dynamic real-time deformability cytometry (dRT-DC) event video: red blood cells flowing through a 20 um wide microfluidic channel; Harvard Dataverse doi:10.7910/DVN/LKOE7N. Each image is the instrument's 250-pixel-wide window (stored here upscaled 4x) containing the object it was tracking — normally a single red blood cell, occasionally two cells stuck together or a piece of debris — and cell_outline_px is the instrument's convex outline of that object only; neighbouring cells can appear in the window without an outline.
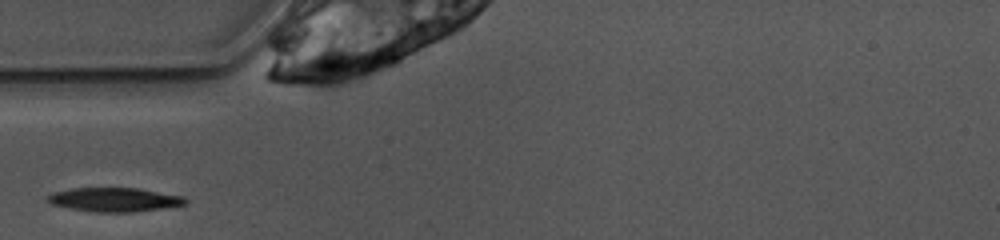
{"species": "common noctule bat (a hibernating species)", "species_latin": "Nyctalus noctula", "temperature_condition": "warm", "stored_images_in_passage": 22, "camera_frame_rate_fps": 3000, "um_per_image_px": 0.085, "animal": {"sex": "female", "body_mass_g": 10.0, "forearm_length_mm": 53.1}, "frame": {"image": 1, "passage_image": 1, "time_ms": 0.0, "image_size_px": [1000, 240], "cell_outline_px": [[188, 204], [164, 208], [132, 212], [92, 212], [52, 204], [48, 200], [48, 196], [52, 192], [72, 188], [140, 188], [184, 196], [188, 200]], "centroid_in_image_um": [9.79, 16.96], "position_along_channel_um": 75.2, "area_um2": 19.31}}
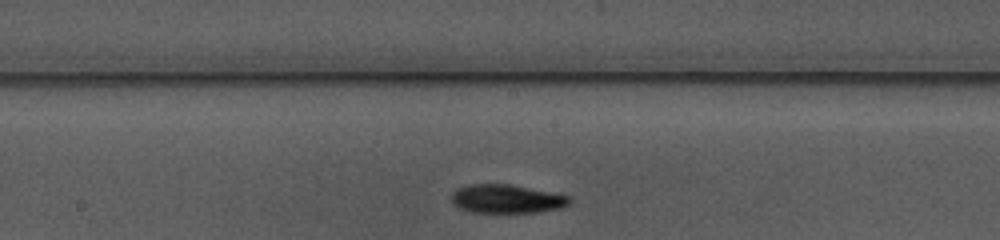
{"frame": {"image": 2, "passage_image": 11, "time_ms": 3.333, "image_size_px": [1000, 240], "cell_outline_px": [[572, 200], [568, 204], [560, 208], [536, 212], [472, 212], [460, 208], [452, 204], [452, 192], [468, 184], [508, 184], [568, 196]], "centroid_in_image_um": [43.02, 16.91], "position_along_channel_um": 205.2, "area_um2": 19.31}}
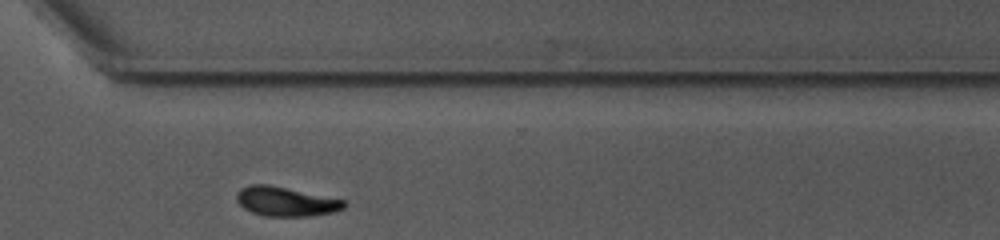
{"frame": {"image": 3, "passage_image": 22, "time_ms": 7.0, "image_size_px": [1000, 240], "cell_outline_px": [[348, 204], [344, 208], [336, 212], [312, 216], [264, 216], [252, 212], [244, 208], [236, 200], [236, 192], [240, 188], [248, 184], [268, 184], [344, 200]], "centroid_in_image_um": [24.28, 17.13], "position_along_channel_um": 346.3, "area_um2": 18.5}}